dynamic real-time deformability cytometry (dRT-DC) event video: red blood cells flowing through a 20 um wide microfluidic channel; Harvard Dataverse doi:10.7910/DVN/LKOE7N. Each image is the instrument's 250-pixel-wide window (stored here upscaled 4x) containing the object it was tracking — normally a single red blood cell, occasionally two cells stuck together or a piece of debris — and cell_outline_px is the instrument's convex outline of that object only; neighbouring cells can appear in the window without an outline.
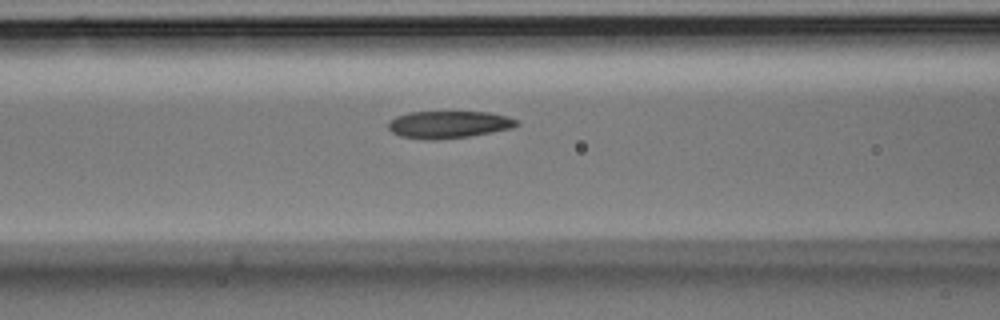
{"species": "Egyptian fruit bat (a non-hibernating species)", "species_latin": "Rousettus aegyptiacus", "temperature_condition": "room temperature", "stored_images_in_passage": 17, "camera_frame_rate_fps": 3000, "um_per_image_px": 0.085, "animal": {"sex": "male"}, "frame": {"image": 1, "passage_image": 12, "time_ms": 3.667, "image_size_px": [1000, 320], "cell_outline_px": [[520, 124], [512, 128], [472, 136], [436, 140], [424, 140], [400, 136], [392, 132], [388, 128], [388, 120], [396, 116], [408, 112], [488, 112], [508, 116], [516, 120]], "centroid_in_image_um": [38.11, 10.59], "position_along_channel_um": 128.5, "area_um2": 20.63}}
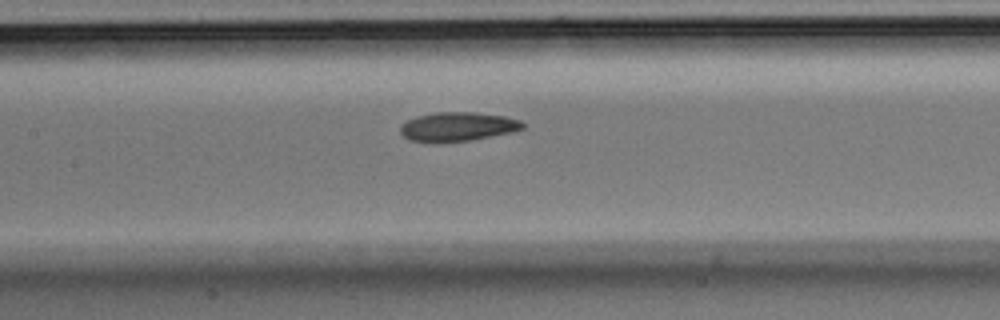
{"frame": {"image": 2, "passage_image": 15, "time_ms": 4.667, "image_size_px": [1000, 320], "cell_outline_px": [[524, 128], [512, 132], [468, 140], [432, 144], [408, 140], [400, 132], [400, 124], [416, 116], [436, 112], [472, 112], [504, 116], [520, 120], [524, 124]], "centroid_in_image_um": [38.83, 10.78], "position_along_channel_um": 168.6, "area_um2": 20.92}}